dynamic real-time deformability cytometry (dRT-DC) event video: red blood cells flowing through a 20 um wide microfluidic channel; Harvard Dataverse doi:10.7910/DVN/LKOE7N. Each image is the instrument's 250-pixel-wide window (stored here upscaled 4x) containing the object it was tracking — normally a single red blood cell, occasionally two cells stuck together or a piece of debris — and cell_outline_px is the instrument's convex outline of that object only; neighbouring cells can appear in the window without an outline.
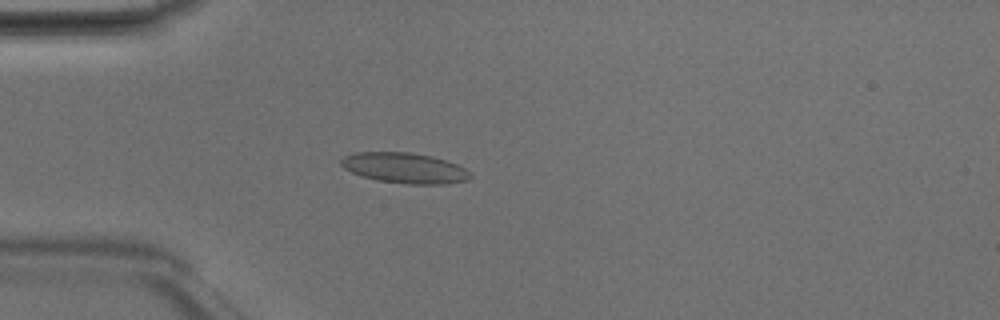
{"species": "Egyptian fruit bat (a non-hibernating species)", "species_latin": "Rousettus aegyptiacus", "temperature_condition": "room temperature", "stored_images_in_passage": 48, "camera_frame_rate_fps": 3000, "um_per_image_px": 0.085, "animal": {"sex": "male"}, "frame": {"image": 1, "passage_image": 13, "time_ms": 4.0, "image_size_px": [1000, 320], "cell_outline_px": [[472, 176], [468, 180], [448, 184], [408, 184], [376, 180], [360, 176], [344, 168], [340, 164], [340, 160], [344, 156], [356, 152], [408, 152], [432, 156], [456, 164], [472, 172]], "centroid_in_image_um": [34.4, 14.28], "position_along_channel_um": 50.6, "area_um2": 23.06}}
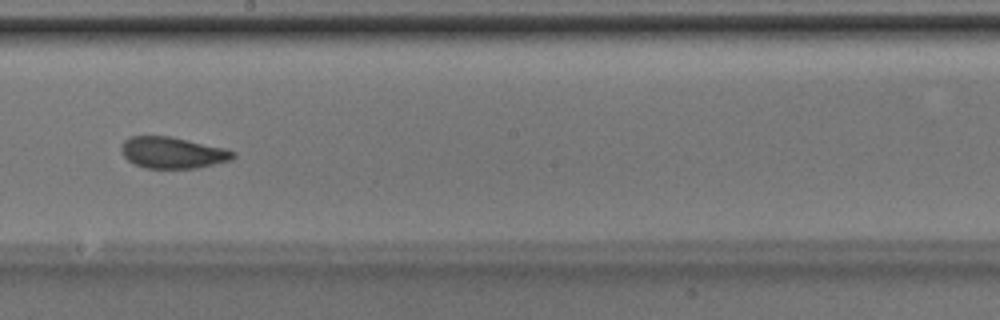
{"frame": {"image": 2, "passage_image": 27, "time_ms": 8.667, "image_size_px": [1000, 320], "cell_outline_px": [[236, 156], [232, 160], [196, 168], [144, 168], [128, 160], [120, 152], [120, 144], [128, 136], [172, 136], [224, 148], [236, 152]], "centroid_in_image_um": [14.65, 12.97], "position_along_channel_um": 233.6, "area_um2": 20.63}}
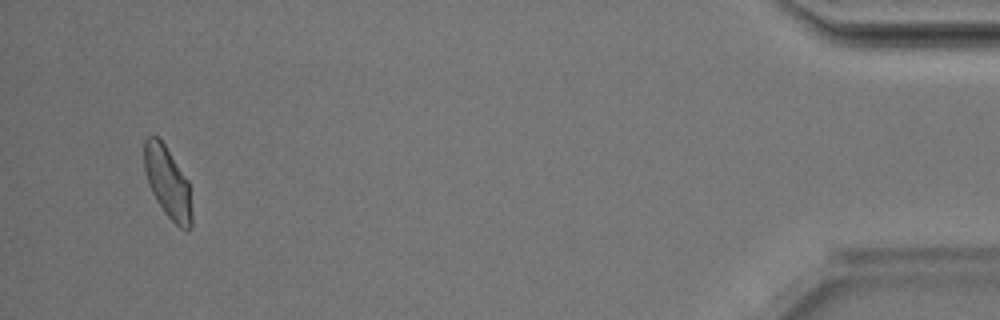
{"frame": {"image": 3, "passage_image": 46, "time_ms": 15.0, "image_size_px": [1000, 320], "cell_outline_px": [[192, 228], [188, 232], [180, 228], [164, 212], [156, 200], [148, 184], [144, 168], [144, 140], [148, 136], [160, 136], [188, 180], [192, 212]], "centroid_in_image_um": [14.26, 15.5], "position_along_channel_um": 420.9, "area_um2": 20.06}, "authors_computed_cell_mechanics": {"area_um2": 20.7502, "velocity_mm_per_s": 4.1767, "shape_relaxation_time_tau1_ms": 5.212, "shape_relaxation_time_tau2_ms": 1.4968, "deformation_change_tau1": 0.124, "deformation_change_tau2": 0.0568}}